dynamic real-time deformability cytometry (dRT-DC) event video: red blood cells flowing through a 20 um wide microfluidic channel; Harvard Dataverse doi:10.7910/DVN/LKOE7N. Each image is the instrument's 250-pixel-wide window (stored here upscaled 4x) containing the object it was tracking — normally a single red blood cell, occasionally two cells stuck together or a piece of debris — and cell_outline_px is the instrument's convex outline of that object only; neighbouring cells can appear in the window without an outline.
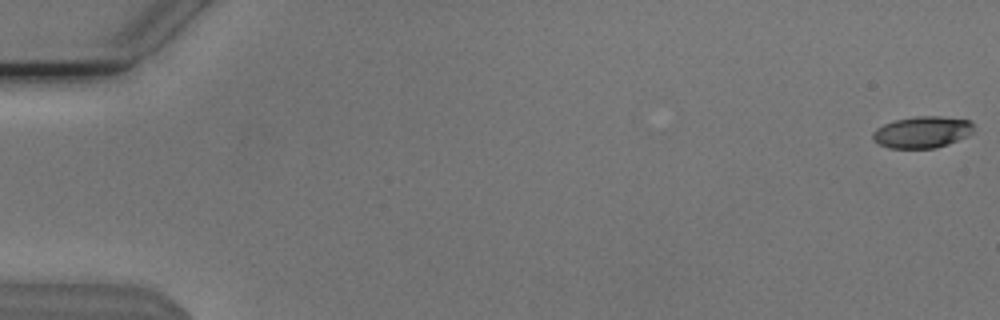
{"species": "Egyptian fruit bat (a non-hibernating species)", "species_latin": "Rousettus aegyptiacus", "temperature_condition": "cold", "stored_images_in_passage": 55, "camera_frame_rate_fps": 3000, "um_per_image_px": 0.085, "animal": {"sex": "male"}, "frame": {"image": 1, "passage_image": 1, "time_ms": 0.0, "image_size_px": [1000, 320], "cell_outline_px": [[972, 132], [968, 136], [948, 144], [936, 148], [888, 148], [872, 140], [872, 132], [876, 128], [884, 124], [896, 120], [916, 116], [940, 116], [972, 120]], "centroid_in_image_um": [78.38, 11.23], "position_along_channel_um": 6.6, "area_um2": 18.67}}